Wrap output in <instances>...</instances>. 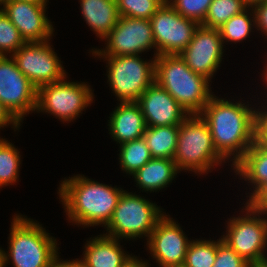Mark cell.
<instances>
[{"instance_id":"cell-10","label":"cell","mask_w":267,"mask_h":267,"mask_svg":"<svg viewBox=\"0 0 267 267\" xmlns=\"http://www.w3.org/2000/svg\"><path fill=\"white\" fill-rule=\"evenodd\" d=\"M105 48L90 50L93 56H127L141 55L155 48L150 20L120 16L118 23L103 39Z\"/></svg>"},{"instance_id":"cell-36","label":"cell","mask_w":267,"mask_h":267,"mask_svg":"<svg viewBox=\"0 0 267 267\" xmlns=\"http://www.w3.org/2000/svg\"><path fill=\"white\" fill-rule=\"evenodd\" d=\"M8 125H11L15 131H19L21 123L11 114V112L3 105L0 101V129L5 127L7 128Z\"/></svg>"},{"instance_id":"cell-39","label":"cell","mask_w":267,"mask_h":267,"mask_svg":"<svg viewBox=\"0 0 267 267\" xmlns=\"http://www.w3.org/2000/svg\"><path fill=\"white\" fill-rule=\"evenodd\" d=\"M267 0H243L244 4L248 7V8H252L257 4H260L262 2H265Z\"/></svg>"},{"instance_id":"cell-35","label":"cell","mask_w":267,"mask_h":267,"mask_svg":"<svg viewBox=\"0 0 267 267\" xmlns=\"http://www.w3.org/2000/svg\"><path fill=\"white\" fill-rule=\"evenodd\" d=\"M255 17V30L261 31L267 39V1L252 7Z\"/></svg>"},{"instance_id":"cell-12","label":"cell","mask_w":267,"mask_h":267,"mask_svg":"<svg viewBox=\"0 0 267 267\" xmlns=\"http://www.w3.org/2000/svg\"><path fill=\"white\" fill-rule=\"evenodd\" d=\"M150 23L158 55L180 54L200 26L197 21L179 14L170 4L161 5L151 17Z\"/></svg>"},{"instance_id":"cell-43","label":"cell","mask_w":267,"mask_h":267,"mask_svg":"<svg viewBox=\"0 0 267 267\" xmlns=\"http://www.w3.org/2000/svg\"><path fill=\"white\" fill-rule=\"evenodd\" d=\"M156 1H158L161 5H168L170 4L171 0H156Z\"/></svg>"},{"instance_id":"cell-25","label":"cell","mask_w":267,"mask_h":267,"mask_svg":"<svg viewBox=\"0 0 267 267\" xmlns=\"http://www.w3.org/2000/svg\"><path fill=\"white\" fill-rule=\"evenodd\" d=\"M255 17L253 10L247 8L242 13L231 17L226 23L220 28L219 32L225 46L228 42H242L246 38H250L251 32H254ZM226 42V43H225Z\"/></svg>"},{"instance_id":"cell-23","label":"cell","mask_w":267,"mask_h":267,"mask_svg":"<svg viewBox=\"0 0 267 267\" xmlns=\"http://www.w3.org/2000/svg\"><path fill=\"white\" fill-rule=\"evenodd\" d=\"M179 125L146 127L143 135L152 158L172 159L175 156Z\"/></svg>"},{"instance_id":"cell-32","label":"cell","mask_w":267,"mask_h":267,"mask_svg":"<svg viewBox=\"0 0 267 267\" xmlns=\"http://www.w3.org/2000/svg\"><path fill=\"white\" fill-rule=\"evenodd\" d=\"M235 250L222 238L217 239L216 259L212 267H251Z\"/></svg>"},{"instance_id":"cell-17","label":"cell","mask_w":267,"mask_h":267,"mask_svg":"<svg viewBox=\"0 0 267 267\" xmlns=\"http://www.w3.org/2000/svg\"><path fill=\"white\" fill-rule=\"evenodd\" d=\"M146 127L180 125L190 114L160 85L154 82L137 100Z\"/></svg>"},{"instance_id":"cell-14","label":"cell","mask_w":267,"mask_h":267,"mask_svg":"<svg viewBox=\"0 0 267 267\" xmlns=\"http://www.w3.org/2000/svg\"><path fill=\"white\" fill-rule=\"evenodd\" d=\"M190 241L180 224L165 214L150 234L146 249L159 267H182Z\"/></svg>"},{"instance_id":"cell-5","label":"cell","mask_w":267,"mask_h":267,"mask_svg":"<svg viewBox=\"0 0 267 267\" xmlns=\"http://www.w3.org/2000/svg\"><path fill=\"white\" fill-rule=\"evenodd\" d=\"M173 160L180 172L193 171L201 176L226 163L215 149L208 123L200 114L189 115L179 125Z\"/></svg>"},{"instance_id":"cell-30","label":"cell","mask_w":267,"mask_h":267,"mask_svg":"<svg viewBox=\"0 0 267 267\" xmlns=\"http://www.w3.org/2000/svg\"><path fill=\"white\" fill-rule=\"evenodd\" d=\"M120 16L150 20L161 7L156 0H116Z\"/></svg>"},{"instance_id":"cell-13","label":"cell","mask_w":267,"mask_h":267,"mask_svg":"<svg viewBox=\"0 0 267 267\" xmlns=\"http://www.w3.org/2000/svg\"><path fill=\"white\" fill-rule=\"evenodd\" d=\"M0 101L20 123L36 111L37 88L11 56H0Z\"/></svg>"},{"instance_id":"cell-34","label":"cell","mask_w":267,"mask_h":267,"mask_svg":"<svg viewBox=\"0 0 267 267\" xmlns=\"http://www.w3.org/2000/svg\"><path fill=\"white\" fill-rule=\"evenodd\" d=\"M256 111V141L267 148V105Z\"/></svg>"},{"instance_id":"cell-38","label":"cell","mask_w":267,"mask_h":267,"mask_svg":"<svg viewBox=\"0 0 267 267\" xmlns=\"http://www.w3.org/2000/svg\"><path fill=\"white\" fill-rule=\"evenodd\" d=\"M50 267H83L77 259L61 260L59 257L52 263Z\"/></svg>"},{"instance_id":"cell-33","label":"cell","mask_w":267,"mask_h":267,"mask_svg":"<svg viewBox=\"0 0 267 267\" xmlns=\"http://www.w3.org/2000/svg\"><path fill=\"white\" fill-rule=\"evenodd\" d=\"M246 204L253 210L267 214V181L246 199Z\"/></svg>"},{"instance_id":"cell-16","label":"cell","mask_w":267,"mask_h":267,"mask_svg":"<svg viewBox=\"0 0 267 267\" xmlns=\"http://www.w3.org/2000/svg\"><path fill=\"white\" fill-rule=\"evenodd\" d=\"M47 4L8 0L0 9L19 30L25 42L51 40L54 27L46 16Z\"/></svg>"},{"instance_id":"cell-20","label":"cell","mask_w":267,"mask_h":267,"mask_svg":"<svg viewBox=\"0 0 267 267\" xmlns=\"http://www.w3.org/2000/svg\"><path fill=\"white\" fill-rule=\"evenodd\" d=\"M79 2L82 19L103 41L120 19L116 0H79Z\"/></svg>"},{"instance_id":"cell-40","label":"cell","mask_w":267,"mask_h":267,"mask_svg":"<svg viewBox=\"0 0 267 267\" xmlns=\"http://www.w3.org/2000/svg\"><path fill=\"white\" fill-rule=\"evenodd\" d=\"M267 60V59H266ZM267 63V62H266ZM264 70H263V72H262V74H261V76H263L262 78H263V82L266 84L264 87H266L265 89H267V64L266 65H264V68H263ZM266 98H267V94H266Z\"/></svg>"},{"instance_id":"cell-4","label":"cell","mask_w":267,"mask_h":267,"mask_svg":"<svg viewBox=\"0 0 267 267\" xmlns=\"http://www.w3.org/2000/svg\"><path fill=\"white\" fill-rule=\"evenodd\" d=\"M155 82L164 88L190 115L200 114L214 95L212 81L194 73L177 55H157Z\"/></svg>"},{"instance_id":"cell-28","label":"cell","mask_w":267,"mask_h":267,"mask_svg":"<svg viewBox=\"0 0 267 267\" xmlns=\"http://www.w3.org/2000/svg\"><path fill=\"white\" fill-rule=\"evenodd\" d=\"M217 253V240L191 239L183 267H212Z\"/></svg>"},{"instance_id":"cell-7","label":"cell","mask_w":267,"mask_h":267,"mask_svg":"<svg viewBox=\"0 0 267 267\" xmlns=\"http://www.w3.org/2000/svg\"><path fill=\"white\" fill-rule=\"evenodd\" d=\"M237 217H230L221 236L233 250L251 265L267 264V214L246 203ZM245 207V208H244Z\"/></svg>"},{"instance_id":"cell-41","label":"cell","mask_w":267,"mask_h":267,"mask_svg":"<svg viewBox=\"0 0 267 267\" xmlns=\"http://www.w3.org/2000/svg\"><path fill=\"white\" fill-rule=\"evenodd\" d=\"M5 250H3V248L0 247V267H6L5 266Z\"/></svg>"},{"instance_id":"cell-15","label":"cell","mask_w":267,"mask_h":267,"mask_svg":"<svg viewBox=\"0 0 267 267\" xmlns=\"http://www.w3.org/2000/svg\"><path fill=\"white\" fill-rule=\"evenodd\" d=\"M224 48L219 29L200 25L189 45L179 55L194 73L211 81L221 67Z\"/></svg>"},{"instance_id":"cell-19","label":"cell","mask_w":267,"mask_h":267,"mask_svg":"<svg viewBox=\"0 0 267 267\" xmlns=\"http://www.w3.org/2000/svg\"><path fill=\"white\" fill-rule=\"evenodd\" d=\"M90 239L86 240L83 258H77L83 267H122L131 256L119 239L104 233Z\"/></svg>"},{"instance_id":"cell-29","label":"cell","mask_w":267,"mask_h":267,"mask_svg":"<svg viewBox=\"0 0 267 267\" xmlns=\"http://www.w3.org/2000/svg\"><path fill=\"white\" fill-rule=\"evenodd\" d=\"M25 43L19 30L0 9V56H12Z\"/></svg>"},{"instance_id":"cell-21","label":"cell","mask_w":267,"mask_h":267,"mask_svg":"<svg viewBox=\"0 0 267 267\" xmlns=\"http://www.w3.org/2000/svg\"><path fill=\"white\" fill-rule=\"evenodd\" d=\"M180 173L172 159L152 158L133 173L135 184L142 192H157L166 188Z\"/></svg>"},{"instance_id":"cell-18","label":"cell","mask_w":267,"mask_h":267,"mask_svg":"<svg viewBox=\"0 0 267 267\" xmlns=\"http://www.w3.org/2000/svg\"><path fill=\"white\" fill-rule=\"evenodd\" d=\"M117 105L107 125L111 138L119 145L142 138L146 123L140 105L137 102H120Z\"/></svg>"},{"instance_id":"cell-6","label":"cell","mask_w":267,"mask_h":267,"mask_svg":"<svg viewBox=\"0 0 267 267\" xmlns=\"http://www.w3.org/2000/svg\"><path fill=\"white\" fill-rule=\"evenodd\" d=\"M144 196L124 190L114 209L111 220L105 226V234L119 240L146 238L158 221L166 214L163 208Z\"/></svg>"},{"instance_id":"cell-1","label":"cell","mask_w":267,"mask_h":267,"mask_svg":"<svg viewBox=\"0 0 267 267\" xmlns=\"http://www.w3.org/2000/svg\"><path fill=\"white\" fill-rule=\"evenodd\" d=\"M215 95L200 113L208 123L217 152L233 167L256 141V111L249 102ZM250 106V107H249Z\"/></svg>"},{"instance_id":"cell-3","label":"cell","mask_w":267,"mask_h":267,"mask_svg":"<svg viewBox=\"0 0 267 267\" xmlns=\"http://www.w3.org/2000/svg\"><path fill=\"white\" fill-rule=\"evenodd\" d=\"M5 266L50 267L59 256L58 241L39 222L25 215H13Z\"/></svg>"},{"instance_id":"cell-37","label":"cell","mask_w":267,"mask_h":267,"mask_svg":"<svg viewBox=\"0 0 267 267\" xmlns=\"http://www.w3.org/2000/svg\"><path fill=\"white\" fill-rule=\"evenodd\" d=\"M151 267V264L147 260H142L138 256L132 255L129 259L124 263L122 267Z\"/></svg>"},{"instance_id":"cell-24","label":"cell","mask_w":267,"mask_h":267,"mask_svg":"<svg viewBox=\"0 0 267 267\" xmlns=\"http://www.w3.org/2000/svg\"><path fill=\"white\" fill-rule=\"evenodd\" d=\"M119 164L127 175L135 173L152 159L144 137L119 145Z\"/></svg>"},{"instance_id":"cell-22","label":"cell","mask_w":267,"mask_h":267,"mask_svg":"<svg viewBox=\"0 0 267 267\" xmlns=\"http://www.w3.org/2000/svg\"><path fill=\"white\" fill-rule=\"evenodd\" d=\"M240 180L250 185L249 197L262 183L267 181V148L255 141L244 156L231 168ZM253 188V189H252Z\"/></svg>"},{"instance_id":"cell-44","label":"cell","mask_w":267,"mask_h":267,"mask_svg":"<svg viewBox=\"0 0 267 267\" xmlns=\"http://www.w3.org/2000/svg\"><path fill=\"white\" fill-rule=\"evenodd\" d=\"M8 0H0V8L7 2Z\"/></svg>"},{"instance_id":"cell-2","label":"cell","mask_w":267,"mask_h":267,"mask_svg":"<svg viewBox=\"0 0 267 267\" xmlns=\"http://www.w3.org/2000/svg\"><path fill=\"white\" fill-rule=\"evenodd\" d=\"M60 182L58 195L67 220L83 228L105 227L124 192L121 187L100 183L81 174Z\"/></svg>"},{"instance_id":"cell-26","label":"cell","mask_w":267,"mask_h":267,"mask_svg":"<svg viewBox=\"0 0 267 267\" xmlns=\"http://www.w3.org/2000/svg\"><path fill=\"white\" fill-rule=\"evenodd\" d=\"M21 155L18 148L7 139L0 140V188L19 181Z\"/></svg>"},{"instance_id":"cell-27","label":"cell","mask_w":267,"mask_h":267,"mask_svg":"<svg viewBox=\"0 0 267 267\" xmlns=\"http://www.w3.org/2000/svg\"><path fill=\"white\" fill-rule=\"evenodd\" d=\"M247 8L243 0H212L201 25L219 29L231 17L242 13Z\"/></svg>"},{"instance_id":"cell-45","label":"cell","mask_w":267,"mask_h":267,"mask_svg":"<svg viewBox=\"0 0 267 267\" xmlns=\"http://www.w3.org/2000/svg\"><path fill=\"white\" fill-rule=\"evenodd\" d=\"M251 267H267V264H265V265H252Z\"/></svg>"},{"instance_id":"cell-31","label":"cell","mask_w":267,"mask_h":267,"mask_svg":"<svg viewBox=\"0 0 267 267\" xmlns=\"http://www.w3.org/2000/svg\"><path fill=\"white\" fill-rule=\"evenodd\" d=\"M212 0H171L170 5L185 18L197 21L200 25L204 22Z\"/></svg>"},{"instance_id":"cell-9","label":"cell","mask_w":267,"mask_h":267,"mask_svg":"<svg viewBox=\"0 0 267 267\" xmlns=\"http://www.w3.org/2000/svg\"><path fill=\"white\" fill-rule=\"evenodd\" d=\"M65 76L62 80L45 84L37 89L35 112L50 114L63 123L73 122L82 112L91 106L94 93L85 82H70Z\"/></svg>"},{"instance_id":"cell-11","label":"cell","mask_w":267,"mask_h":267,"mask_svg":"<svg viewBox=\"0 0 267 267\" xmlns=\"http://www.w3.org/2000/svg\"><path fill=\"white\" fill-rule=\"evenodd\" d=\"M49 41L26 42L11 56L19 70L37 89L67 76L63 62Z\"/></svg>"},{"instance_id":"cell-42","label":"cell","mask_w":267,"mask_h":267,"mask_svg":"<svg viewBox=\"0 0 267 267\" xmlns=\"http://www.w3.org/2000/svg\"><path fill=\"white\" fill-rule=\"evenodd\" d=\"M18 1H25L31 3H39V4H48L49 0H18Z\"/></svg>"},{"instance_id":"cell-8","label":"cell","mask_w":267,"mask_h":267,"mask_svg":"<svg viewBox=\"0 0 267 267\" xmlns=\"http://www.w3.org/2000/svg\"><path fill=\"white\" fill-rule=\"evenodd\" d=\"M95 57L106 61L107 83L119 102H137L155 82L154 56L148 61L140 55Z\"/></svg>"}]
</instances>
